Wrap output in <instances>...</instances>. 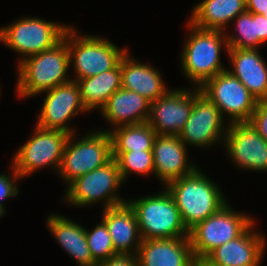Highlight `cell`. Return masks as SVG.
Here are the masks:
<instances>
[{
	"label": "cell",
	"mask_w": 267,
	"mask_h": 266,
	"mask_svg": "<svg viewBox=\"0 0 267 266\" xmlns=\"http://www.w3.org/2000/svg\"><path fill=\"white\" fill-rule=\"evenodd\" d=\"M96 266H139V264L136 255L117 254L97 263Z\"/></svg>",
	"instance_id": "1f68e13d"
},
{
	"label": "cell",
	"mask_w": 267,
	"mask_h": 266,
	"mask_svg": "<svg viewBox=\"0 0 267 266\" xmlns=\"http://www.w3.org/2000/svg\"><path fill=\"white\" fill-rule=\"evenodd\" d=\"M68 29L54 47L22 60L18 67L17 94L32 97L69 82Z\"/></svg>",
	"instance_id": "6da1fadb"
},
{
	"label": "cell",
	"mask_w": 267,
	"mask_h": 266,
	"mask_svg": "<svg viewBox=\"0 0 267 266\" xmlns=\"http://www.w3.org/2000/svg\"><path fill=\"white\" fill-rule=\"evenodd\" d=\"M165 189L127 203L135 213L142 240L189 237L171 193Z\"/></svg>",
	"instance_id": "277c9868"
},
{
	"label": "cell",
	"mask_w": 267,
	"mask_h": 266,
	"mask_svg": "<svg viewBox=\"0 0 267 266\" xmlns=\"http://www.w3.org/2000/svg\"><path fill=\"white\" fill-rule=\"evenodd\" d=\"M150 102L135 91L118 89L108 99L100 113L115 127L147 122Z\"/></svg>",
	"instance_id": "7402d4cb"
},
{
	"label": "cell",
	"mask_w": 267,
	"mask_h": 266,
	"mask_svg": "<svg viewBox=\"0 0 267 266\" xmlns=\"http://www.w3.org/2000/svg\"><path fill=\"white\" fill-rule=\"evenodd\" d=\"M193 266H213V265H211L205 259H195Z\"/></svg>",
	"instance_id": "e575fe53"
},
{
	"label": "cell",
	"mask_w": 267,
	"mask_h": 266,
	"mask_svg": "<svg viewBox=\"0 0 267 266\" xmlns=\"http://www.w3.org/2000/svg\"><path fill=\"white\" fill-rule=\"evenodd\" d=\"M224 122L219 108L201 92L200 88H196L193 90L192 110L179 137L186 146L198 148L213 146L218 141L224 143L229 126Z\"/></svg>",
	"instance_id": "7c38bea8"
},
{
	"label": "cell",
	"mask_w": 267,
	"mask_h": 266,
	"mask_svg": "<svg viewBox=\"0 0 267 266\" xmlns=\"http://www.w3.org/2000/svg\"><path fill=\"white\" fill-rule=\"evenodd\" d=\"M46 224L59 245L79 266L97 265L89 249L84 226L55 213L48 216Z\"/></svg>",
	"instance_id": "603a6c76"
},
{
	"label": "cell",
	"mask_w": 267,
	"mask_h": 266,
	"mask_svg": "<svg viewBox=\"0 0 267 266\" xmlns=\"http://www.w3.org/2000/svg\"><path fill=\"white\" fill-rule=\"evenodd\" d=\"M187 23L191 33L181 52V69L194 88H201L209 79L227 70L221 63V51L223 47L228 51V42L223 31L205 30Z\"/></svg>",
	"instance_id": "3957f363"
},
{
	"label": "cell",
	"mask_w": 267,
	"mask_h": 266,
	"mask_svg": "<svg viewBox=\"0 0 267 266\" xmlns=\"http://www.w3.org/2000/svg\"><path fill=\"white\" fill-rule=\"evenodd\" d=\"M192 11L188 21L194 26L225 32L227 24L246 11V0H203Z\"/></svg>",
	"instance_id": "cb8c5ba5"
},
{
	"label": "cell",
	"mask_w": 267,
	"mask_h": 266,
	"mask_svg": "<svg viewBox=\"0 0 267 266\" xmlns=\"http://www.w3.org/2000/svg\"><path fill=\"white\" fill-rule=\"evenodd\" d=\"M164 187L173 196L188 231L228 203L215 182L198 168Z\"/></svg>",
	"instance_id": "7a4b0ae2"
},
{
	"label": "cell",
	"mask_w": 267,
	"mask_h": 266,
	"mask_svg": "<svg viewBox=\"0 0 267 266\" xmlns=\"http://www.w3.org/2000/svg\"><path fill=\"white\" fill-rule=\"evenodd\" d=\"M5 210L0 206V217H2L3 216V214H5Z\"/></svg>",
	"instance_id": "d590c367"
},
{
	"label": "cell",
	"mask_w": 267,
	"mask_h": 266,
	"mask_svg": "<svg viewBox=\"0 0 267 266\" xmlns=\"http://www.w3.org/2000/svg\"><path fill=\"white\" fill-rule=\"evenodd\" d=\"M82 103L87 111L101 109L109 97L121 88V60L112 70L85 79L76 80Z\"/></svg>",
	"instance_id": "d4e9b609"
},
{
	"label": "cell",
	"mask_w": 267,
	"mask_h": 266,
	"mask_svg": "<svg viewBox=\"0 0 267 266\" xmlns=\"http://www.w3.org/2000/svg\"><path fill=\"white\" fill-rule=\"evenodd\" d=\"M76 32L72 26L68 27L70 65L74 66L76 73L72 80L85 79L114 69L127 52L126 48L119 49L106 38L82 36Z\"/></svg>",
	"instance_id": "5b68a950"
},
{
	"label": "cell",
	"mask_w": 267,
	"mask_h": 266,
	"mask_svg": "<svg viewBox=\"0 0 267 266\" xmlns=\"http://www.w3.org/2000/svg\"><path fill=\"white\" fill-rule=\"evenodd\" d=\"M13 170L11 172L12 175L9 174H0V206L5 210L4 204L2 203L4 200H8V198L16 197L19 194V187L17 186V180H21L22 177L15 170L12 165Z\"/></svg>",
	"instance_id": "f546056e"
},
{
	"label": "cell",
	"mask_w": 267,
	"mask_h": 266,
	"mask_svg": "<svg viewBox=\"0 0 267 266\" xmlns=\"http://www.w3.org/2000/svg\"><path fill=\"white\" fill-rule=\"evenodd\" d=\"M246 10L262 15L267 11V0H246Z\"/></svg>",
	"instance_id": "d6a6232c"
},
{
	"label": "cell",
	"mask_w": 267,
	"mask_h": 266,
	"mask_svg": "<svg viewBox=\"0 0 267 266\" xmlns=\"http://www.w3.org/2000/svg\"><path fill=\"white\" fill-rule=\"evenodd\" d=\"M112 152L152 151L156 131L147 123L122 125L108 130Z\"/></svg>",
	"instance_id": "484cf974"
},
{
	"label": "cell",
	"mask_w": 267,
	"mask_h": 266,
	"mask_svg": "<svg viewBox=\"0 0 267 266\" xmlns=\"http://www.w3.org/2000/svg\"><path fill=\"white\" fill-rule=\"evenodd\" d=\"M139 266H193L189 237L142 240L136 254Z\"/></svg>",
	"instance_id": "ac0fdd59"
},
{
	"label": "cell",
	"mask_w": 267,
	"mask_h": 266,
	"mask_svg": "<svg viewBox=\"0 0 267 266\" xmlns=\"http://www.w3.org/2000/svg\"><path fill=\"white\" fill-rule=\"evenodd\" d=\"M262 15L267 18V11H265Z\"/></svg>",
	"instance_id": "8d00e7d4"
},
{
	"label": "cell",
	"mask_w": 267,
	"mask_h": 266,
	"mask_svg": "<svg viewBox=\"0 0 267 266\" xmlns=\"http://www.w3.org/2000/svg\"><path fill=\"white\" fill-rule=\"evenodd\" d=\"M250 124L267 141V99L258 100Z\"/></svg>",
	"instance_id": "4dcf8cb0"
},
{
	"label": "cell",
	"mask_w": 267,
	"mask_h": 266,
	"mask_svg": "<svg viewBox=\"0 0 267 266\" xmlns=\"http://www.w3.org/2000/svg\"><path fill=\"white\" fill-rule=\"evenodd\" d=\"M200 90L219 108L223 117L227 113L229 124L250 121L257 99L229 71L218 73Z\"/></svg>",
	"instance_id": "8fae6325"
},
{
	"label": "cell",
	"mask_w": 267,
	"mask_h": 266,
	"mask_svg": "<svg viewBox=\"0 0 267 266\" xmlns=\"http://www.w3.org/2000/svg\"><path fill=\"white\" fill-rule=\"evenodd\" d=\"M253 229L254 223L241 236L214 249L205 260L213 266H260L266 238Z\"/></svg>",
	"instance_id": "2e32d148"
},
{
	"label": "cell",
	"mask_w": 267,
	"mask_h": 266,
	"mask_svg": "<svg viewBox=\"0 0 267 266\" xmlns=\"http://www.w3.org/2000/svg\"><path fill=\"white\" fill-rule=\"evenodd\" d=\"M85 234L93 260L96 263L117 255L107 226L102 220L95 225L94 229L90 231L85 229Z\"/></svg>",
	"instance_id": "f1b7e54d"
},
{
	"label": "cell",
	"mask_w": 267,
	"mask_h": 266,
	"mask_svg": "<svg viewBox=\"0 0 267 266\" xmlns=\"http://www.w3.org/2000/svg\"><path fill=\"white\" fill-rule=\"evenodd\" d=\"M45 94L36 126L75 134L74 129L68 126L70 119L79 113L88 112L82 103L77 82L70 80Z\"/></svg>",
	"instance_id": "4fadbf2b"
},
{
	"label": "cell",
	"mask_w": 267,
	"mask_h": 266,
	"mask_svg": "<svg viewBox=\"0 0 267 266\" xmlns=\"http://www.w3.org/2000/svg\"><path fill=\"white\" fill-rule=\"evenodd\" d=\"M258 39L265 44L267 41V18L257 14Z\"/></svg>",
	"instance_id": "836d02e7"
},
{
	"label": "cell",
	"mask_w": 267,
	"mask_h": 266,
	"mask_svg": "<svg viewBox=\"0 0 267 266\" xmlns=\"http://www.w3.org/2000/svg\"><path fill=\"white\" fill-rule=\"evenodd\" d=\"M233 76L258 100L267 99V64L258 49L229 48Z\"/></svg>",
	"instance_id": "d6986e66"
},
{
	"label": "cell",
	"mask_w": 267,
	"mask_h": 266,
	"mask_svg": "<svg viewBox=\"0 0 267 266\" xmlns=\"http://www.w3.org/2000/svg\"><path fill=\"white\" fill-rule=\"evenodd\" d=\"M254 219L236 212L229 203L189 231L195 259H205L214 249L241 236Z\"/></svg>",
	"instance_id": "ba28073f"
},
{
	"label": "cell",
	"mask_w": 267,
	"mask_h": 266,
	"mask_svg": "<svg viewBox=\"0 0 267 266\" xmlns=\"http://www.w3.org/2000/svg\"><path fill=\"white\" fill-rule=\"evenodd\" d=\"M102 221L107 226L117 254L136 255L141 245L139 227L134 211L126 202L103 209Z\"/></svg>",
	"instance_id": "ffe728a7"
},
{
	"label": "cell",
	"mask_w": 267,
	"mask_h": 266,
	"mask_svg": "<svg viewBox=\"0 0 267 266\" xmlns=\"http://www.w3.org/2000/svg\"><path fill=\"white\" fill-rule=\"evenodd\" d=\"M112 156L117 162L123 181L131 172L141 175L154 174L153 151L112 152Z\"/></svg>",
	"instance_id": "83f0119b"
},
{
	"label": "cell",
	"mask_w": 267,
	"mask_h": 266,
	"mask_svg": "<svg viewBox=\"0 0 267 266\" xmlns=\"http://www.w3.org/2000/svg\"><path fill=\"white\" fill-rule=\"evenodd\" d=\"M187 148L179 136L156 135L152 148L154 174L163 185L188 176L199 168L188 162Z\"/></svg>",
	"instance_id": "e0dca14e"
},
{
	"label": "cell",
	"mask_w": 267,
	"mask_h": 266,
	"mask_svg": "<svg viewBox=\"0 0 267 266\" xmlns=\"http://www.w3.org/2000/svg\"><path fill=\"white\" fill-rule=\"evenodd\" d=\"M224 147L237 168L267 172V141L250 122L229 124Z\"/></svg>",
	"instance_id": "5bb4252c"
},
{
	"label": "cell",
	"mask_w": 267,
	"mask_h": 266,
	"mask_svg": "<svg viewBox=\"0 0 267 266\" xmlns=\"http://www.w3.org/2000/svg\"><path fill=\"white\" fill-rule=\"evenodd\" d=\"M125 183L121 177L116 160L100 166L72 181L65 191L63 199L75 207L104 203L103 209L115 207L127 202L118 193L120 185Z\"/></svg>",
	"instance_id": "8992f818"
},
{
	"label": "cell",
	"mask_w": 267,
	"mask_h": 266,
	"mask_svg": "<svg viewBox=\"0 0 267 266\" xmlns=\"http://www.w3.org/2000/svg\"><path fill=\"white\" fill-rule=\"evenodd\" d=\"M161 76L155 67L135 60L128 50L121 58V87L137 92L150 103L169 91Z\"/></svg>",
	"instance_id": "44dd1931"
},
{
	"label": "cell",
	"mask_w": 267,
	"mask_h": 266,
	"mask_svg": "<svg viewBox=\"0 0 267 266\" xmlns=\"http://www.w3.org/2000/svg\"><path fill=\"white\" fill-rule=\"evenodd\" d=\"M193 107V90L173 89L150 103L147 123L158 135L179 136Z\"/></svg>",
	"instance_id": "9a60e30c"
},
{
	"label": "cell",
	"mask_w": 267,
	"mask_h": 266,
	"mask_svg": "<svg viewBox=\"0 0 267 266\" xmlns=\"http://www.w3.org/2000/svg\"><path fill=\"white\" fill-rule=\"evenodd\" d=\"M74 136L70 134L66 142L58 171L67 185L113 159L111 138L107 130L92 131L72 142Z\"/></svg>",
	"instance_id": "52a82bcc"
},
{
	"label": "cell",
	"mask_w": 267,
	"mask_h": 266,
	"mask_svg": "<svg viewBox=\"0 0 267 266\" xmlns=\"http://www.w3.org/2000/svg\"><path fill=\"white\" fill-rule=\"evenodd\" d=\"M68 27L39 17H22L0 28V42L23 56L20 63L27 57L54 47L63 39Z\"/></svg>",
	"instance_id": "9c48e42d"
},
{
	"label": "cell",
	"mask_w": 267,
	"mask_h": 266,
	"mask_svg": "<svg viewBox=\"0 0 267 266\" xmlns=\"http://www.w3.org/2000/svg\"><path fill=\"white\" fill-rule=\"evenodd\" d=\"M33 136L14 154L12 165L23 178L40 168L60 169L69 133L62 130L42 129L35 126Z\"/></svg>",
	"instance_id": "30bf717a"
},
{
	"label": "cell",
	"mask_w": 267,
	"mask_h": 266,
	"mask_svg": "<svg viewBox=\"0 0 267 266\" xmlns=\"http://www.w3.org/2000/svg\"><path fill=\"white\" fill-rule=\"evenodd\" d=\"M235 34H225L229 48L258 49L263 43L258 39L257 13L244 11L234 20ZM237 34V35H236Z\"/></svg>",
	"instance_id": "4316f807"
}]
</instances>
